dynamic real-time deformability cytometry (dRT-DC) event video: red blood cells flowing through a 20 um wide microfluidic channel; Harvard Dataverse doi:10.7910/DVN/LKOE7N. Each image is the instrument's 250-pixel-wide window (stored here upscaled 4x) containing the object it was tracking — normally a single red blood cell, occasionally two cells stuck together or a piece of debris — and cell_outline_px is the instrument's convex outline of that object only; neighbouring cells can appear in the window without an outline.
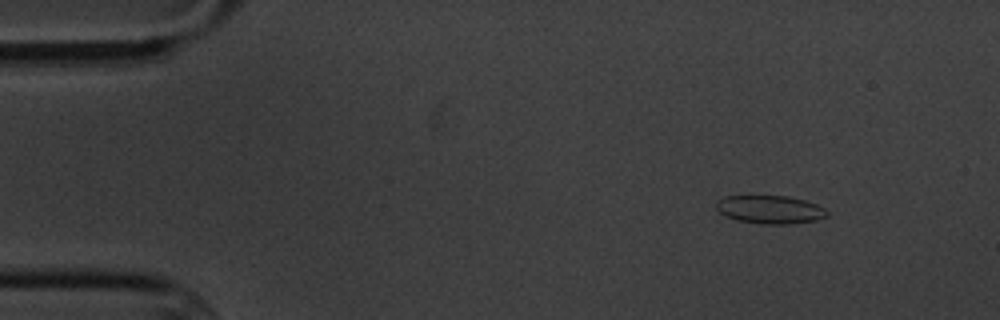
{"species": "common noctule bat (a hibernating species)", "species_latin": "Nyctalus noctula", "temperature_condition": "cold", "stored_images_in_passage": 4, "camera_frame_rate_fps": 3000, "um_per_image_px": 0.085, "animal": {"sex": "male", "body_mass_g": 20.1, "forearm_length_mm": 53.5}, "frame": {"image": 1, "passage_image": 1, "time_ms": 0.0, "image_size_px": [1000, 320], "cell_outline_px": [[828, 216], [816, 220], [788, 224], [764, 224], [736, 220], [724, 216], [716, 208], [716, 200], [724, 196], [788, 196], [804, 200], [816, 204], [824, 208], [828, 212]], "centroid_in_image_um": [65.43, 17.81], "position_along_channel_um": 19.6, "area_um2": 18.26}}
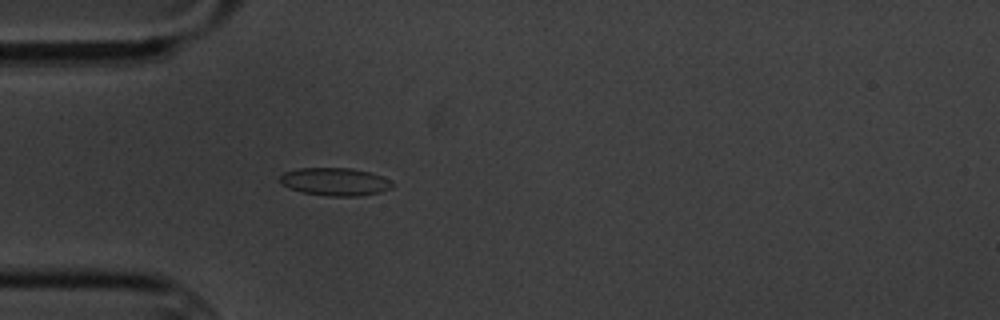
{"frame": {"image": 2, "passage_image": 4, "time_ms": 3.333, "image_size_px": [1000, 320], "cell_outline_px": [[396, 184], [392, 188], [380, 192], [360, 196], [328, 196], [304, 192], [280, 184], [280, 176], [284, 172], [300, 168], [352, 168], [368, 172], [380, 176]], "centroid_in_image_um": [28.49, 15.44], "position_along_channel_um": 56.5, "area_um2": 18.09}}